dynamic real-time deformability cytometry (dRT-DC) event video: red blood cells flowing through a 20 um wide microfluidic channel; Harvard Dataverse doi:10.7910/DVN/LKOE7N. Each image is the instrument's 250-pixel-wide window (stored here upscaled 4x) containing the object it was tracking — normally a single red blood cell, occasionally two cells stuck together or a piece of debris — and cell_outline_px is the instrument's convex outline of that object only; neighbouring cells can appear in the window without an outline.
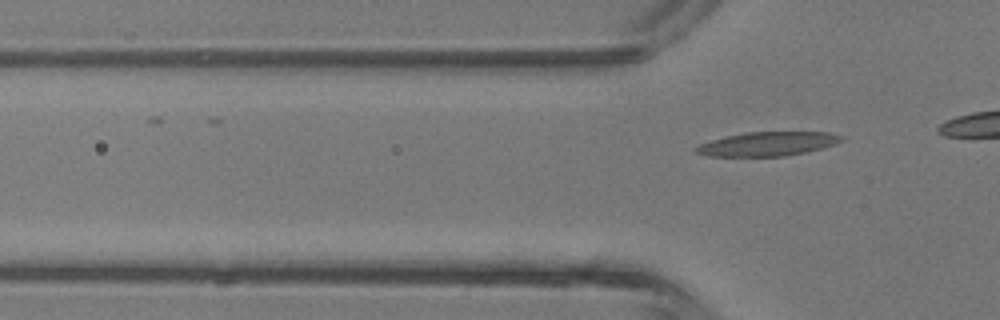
{"species": "common noctule bat (a hibernating species)", "species_latin": "Nyctalus noctula", "temperature_condition": "room temperature", "stored_images_in_passage": 3, "camera_frame_rate_fps": 3000, "um_per_image_px": 0.085, "animal": {"sex": "male", "body_mass_g": 13.3}, "frame": {"image": 1, "passage_image": 3, "time_ms": 2.333, "image_size_px": [1000, 320], "cell_outline_px": [[844, 140], [820, 148], [804, 152], [784, 156], [708, 156], [696, 152], [692, 148], [700, 144], [712, 140], [744, 132], [828, 132], [844, 136]], "centroid_in_image_um": [65.23, 12.23], "position_along_channel_um": 60.6, "area_um2": 20.11}}